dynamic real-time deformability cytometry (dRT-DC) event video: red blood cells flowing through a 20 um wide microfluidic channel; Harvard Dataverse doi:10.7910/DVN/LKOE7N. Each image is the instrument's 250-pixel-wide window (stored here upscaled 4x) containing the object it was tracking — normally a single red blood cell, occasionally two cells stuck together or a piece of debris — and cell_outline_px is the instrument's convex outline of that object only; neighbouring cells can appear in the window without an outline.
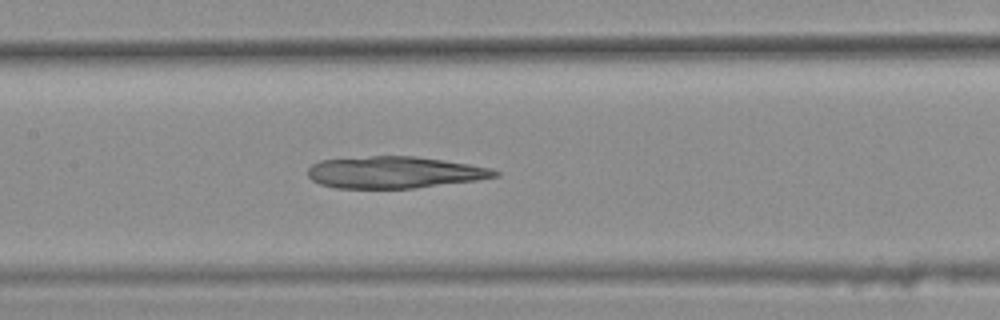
{"species": "common noctule bat (a hibernating species)", "species_latin": "Nyctalus noctula", "temperature_condition": "warm", "stored_images_in_passage": 29, "camera_frame_rate_fps": 3000, "um_per_image_px": 0.085, "animal": {"sex": "female", "body_mass_g": 25.1}, "frame": {"image": 1, "passage_image": 9, "time_ms": 2.667, "image_size_px": [1000, 320], "cell_outline_px": [[500, 176], [476, 180], [412, 188], [336, 188], [320, 184], [312, 180], [308, 176], [308, 168], [312, 164], [320, 160], [372, 156], [416, 156], [444, 160], [492, 168], [500, 172]], "centroid_in_image_um": [33.52, 14.64], "position_along_channel_um": 173.9, "area_um2": 34.56}}
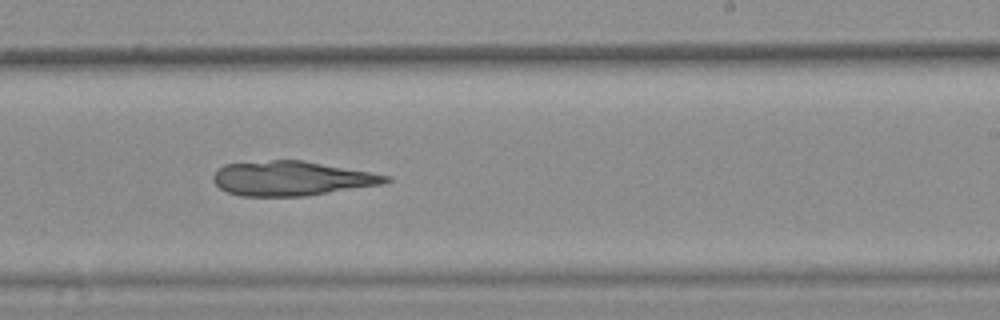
{"frame": {"image": 2, "passage_image": 16, "time_ms": 5.0, "image_size_px": [1000, 320], "cell_outline_px": [[392, 180], [384, 184], [308, 196], [240, 196], [228, 192], [220, 188], [212, 180], [212, 176], [224, 164], [272, 160], [304, 160], [392, 176]], "centroid_in_image_um": [24.82, 15.17], "position_along_channel_um": 264.2, "area_um2": 34.85}}
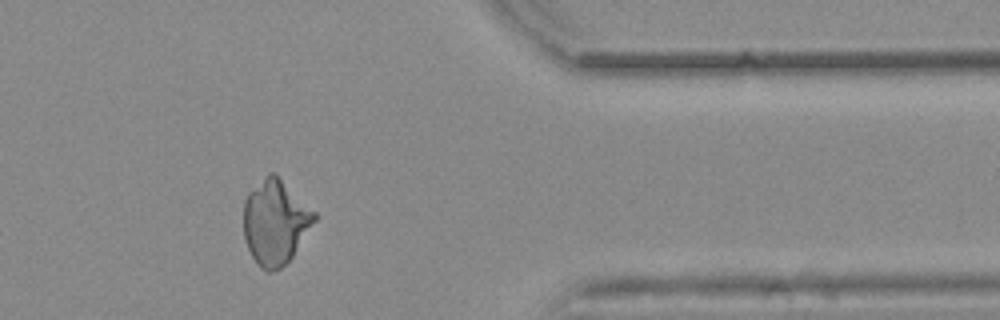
{"frame": {"image": 3, "passage_image": 27, "time_ms": 8.667, "image_size_px": [1000, 320], "cell_outline_px": [[316, 220], [292, 256], [280, 268], [272, 272], [268, 272], [260, 268], [256, 264], [244, 240], [244, 200], [248, 192], [268, 172], [276, 172], [316, 212]], "centroid_in_image_um": [23.39, 18.85], "position_along_channel_um": 388.0, "area_um2": 35.2}}